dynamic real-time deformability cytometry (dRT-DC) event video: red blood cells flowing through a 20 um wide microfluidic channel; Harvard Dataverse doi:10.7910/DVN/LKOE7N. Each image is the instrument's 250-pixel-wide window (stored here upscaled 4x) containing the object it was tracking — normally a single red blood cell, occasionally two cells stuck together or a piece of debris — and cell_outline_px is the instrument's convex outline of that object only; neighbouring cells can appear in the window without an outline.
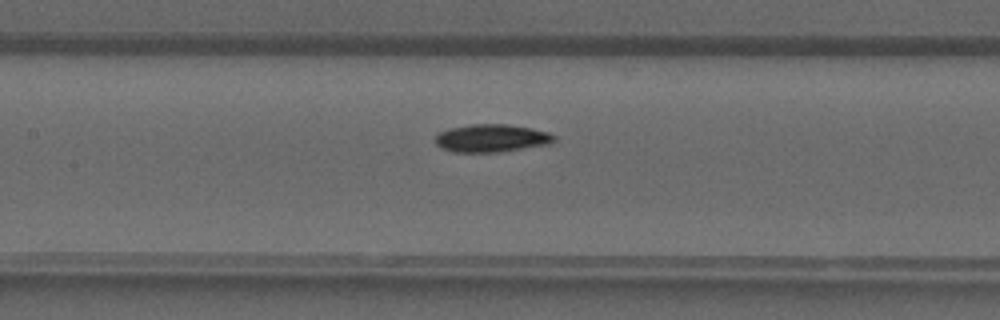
{"species": "common noctule bat (a hibernating species)", "species_latin": "Nyctalus noctula", "temperature_condition": "warm", "stored_images_in_passage": 34, "camera_frame_rate_fps": 3000, "um_per_image_px": 0.085, "animal": {"sex": "male", "forearm_length_mm": 52.5}, "frame": {"image": 1, "passage_image": 13, "time_ms": 4.0, "image_size_px": [1000, 320], "cell_outline_px": [[556, 140], [552, 144], [500, 152], [452, 152], [440, 148], [432, 140], [440, 132], [448, 128], [468, 124], [508, 124], [532, 128], [548, 132], [556, 136]], "centroid_in_image_um": [41.77, 11.75], "position_along_channel_um": 165.6, "area_um2": 19.71}}
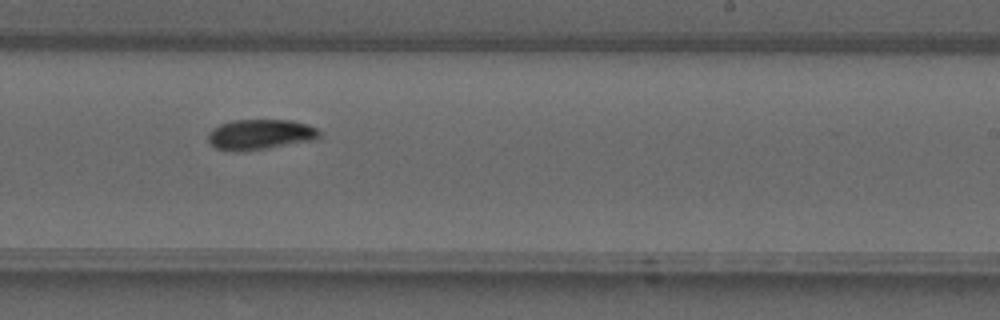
{"frame": {"image": 2, "passage_image": 19, "time_ms": 6.0, "image_size_px": [1000, 320], "cell_outline_px": [[320, 140], [236, 152], [232, 152], [216, 148], [208, 140], [208, 132], [212, 128], [220, 124], [232, 120], [292, 120], [308, 124], [316, 128], [320, 132]], "centroid_in_image_um": [22.14, 11.43], "position_along_channel_um": 266.9, "area_um2": 19.88}}
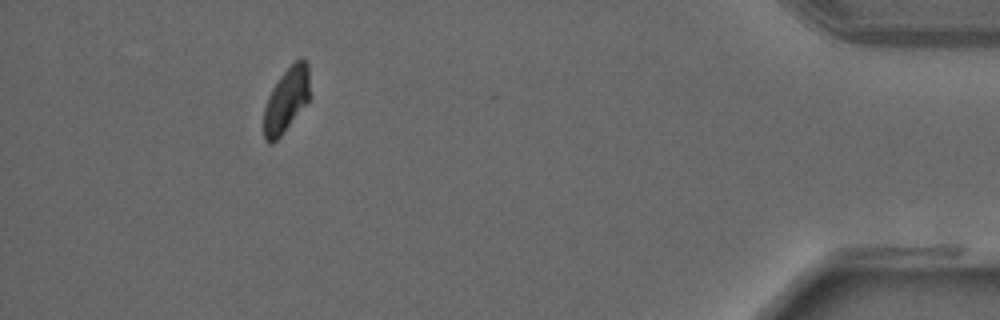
{"frame": {"image": 3, "passage_image": 31, "time_ms": 10.0, "image_size_px": [1000, 320], "cell_outline_px": [[308, 100], [280, 136], [276, 140], [268, 144], [264, 140], [264, 108], [268, 96], [272, 88], [280, 76], [300, 56], [304, 56], [308, 64]], "centroid_in_image_um": [24.31, 8.47], "position_along_channel_um": 410.9, "area_um2": 16.94}}